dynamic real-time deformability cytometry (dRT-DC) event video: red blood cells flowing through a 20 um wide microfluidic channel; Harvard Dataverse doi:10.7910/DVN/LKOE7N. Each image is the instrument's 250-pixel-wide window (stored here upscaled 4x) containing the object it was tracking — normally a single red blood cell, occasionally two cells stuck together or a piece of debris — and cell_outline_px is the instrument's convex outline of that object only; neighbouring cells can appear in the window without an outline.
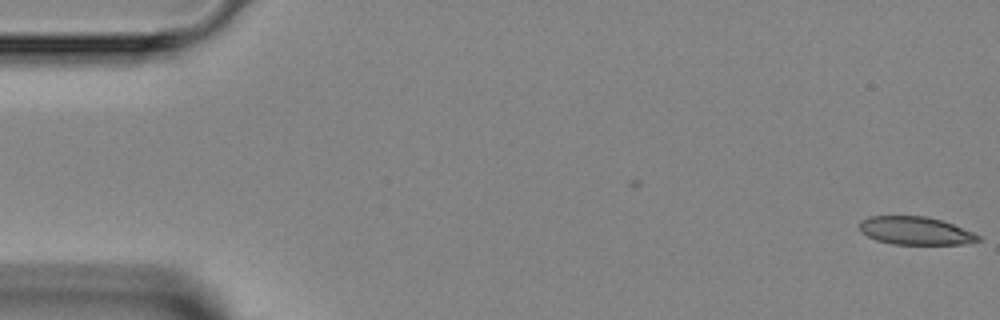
{"species": "Egyptian fruit bat (a non-hibernating species)", "species_latin": "Rousettus aegyptiacus", "temperature_condition": "room temperature", "stored_images_in_passage": 2, "camera_frame_rate_fps": 3000, "um_per_image_px": 0.085, "animal": {"sex": "female"}, "frame": {"image": 1, "passage_image": 2, "time_ms": 1.0, "image_size_px": [1000, 320], "cell_outline_px": [[980, 240], [964, 244], [892, 244], [876, 240], [860, 232], [860, 220], [868, 216], [928, 216], [952, 224], [972, 232], [980, 236]], "centroid_in_image_um": [77.77, 19.61], "position_along_channel_um": 7.2, "area_um2": 19.31}}